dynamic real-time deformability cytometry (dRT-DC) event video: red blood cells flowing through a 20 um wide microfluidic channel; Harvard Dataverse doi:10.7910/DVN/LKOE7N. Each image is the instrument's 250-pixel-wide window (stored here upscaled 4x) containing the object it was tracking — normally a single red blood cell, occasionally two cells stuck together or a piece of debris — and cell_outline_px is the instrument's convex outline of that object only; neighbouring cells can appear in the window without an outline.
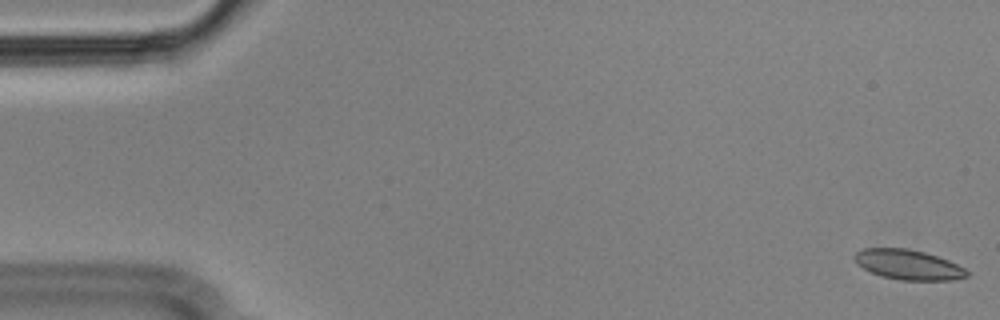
{"species": "Egyptian fruit bat (a non-hibernating species)", "species_latin": "Rousettus aegyptiacus", "temperature_condition": "cold", "stored_images_in_passage": 56, "camera_frame_rate_fps": 3000, "um_per_image_px": 0.085, "animal": {"sex": "male"}, "frame": {"image": 1, "passage_image": 1, "time_ms": 0.0, "image_size_px": [1000, 320], "cell_outline_px": [[968, 276], [952, 280], [900, 280], [880, 276], [856, 264], [852, 256], [856, 252], [864, 248], [908, 248], [924, 252], [948, 260], [964, 268], [968, 272]], "centroid_in_image_um": [77.16, 22.49], "position_along_channel_um": 7.8, "area_um2": 19.59}}
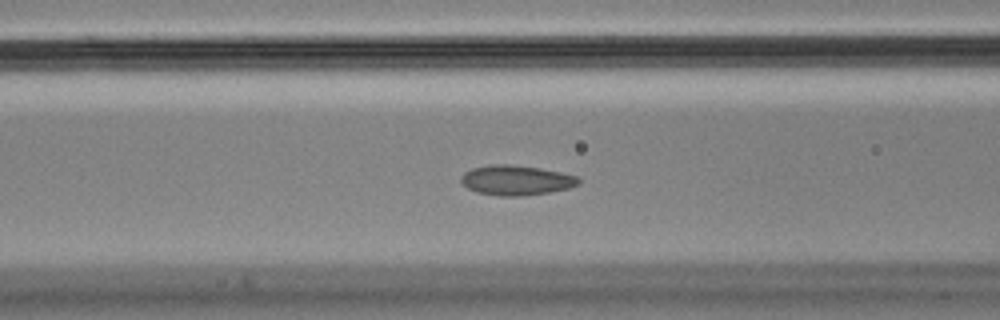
{"frame": {"image": 2, "passage_image": 22, "time_ms": 7.0, "image_size_px": [1000, 320], "cell_outline_px": [[580, 184], [568, 188], [548, 192], [520, 196], [500, 196], [476, 192], [468, 188], [460, 180], [460, 176], [464, 172], [472, 168], [492, 164], [512, 164], [540, 168], [580, 176]], "centroid_in_image_um": [43.88, 15.31], "position_along_channel_um": 122.7, "area_um2": 20.58}}
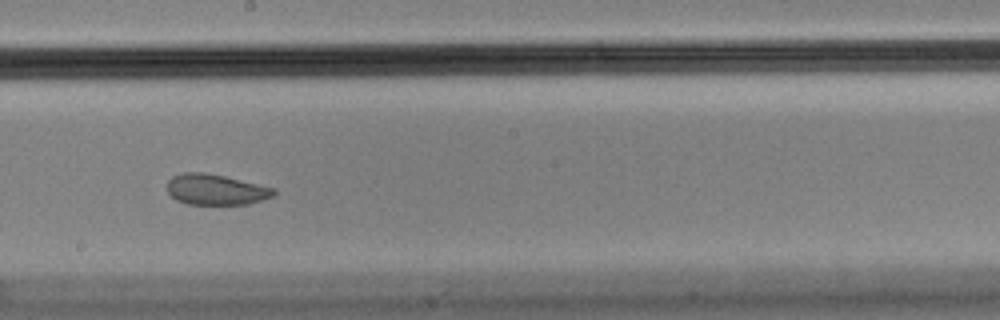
{"frame": {"image": 3, "passage_image": 31, "time_ms": 10.0, "image_size_px": [1000, 320], "cell_outline_px": [[276, 196], [248, 204], [188, 204], [176, 200], [168, 192], [168, 180], [172, 176], [184, 172], [204, 172], [224, 176], [276, 188]], "centroid_in_image_um": [18.37, 16.11], "position_along_channel_um": 229.8, "area_um2": 19.13}, "authors_computed_cell_mechanics": {"area_um2": 20.4034, "velocity_mm_per_s": 3.5664, "shape_relaxation_time_tau1_ms": null, "shape_relaxation_time_tau2_ms": 1.628, "deformation_change_tau1": null, "deformation_change_tau2": 0.0497}}